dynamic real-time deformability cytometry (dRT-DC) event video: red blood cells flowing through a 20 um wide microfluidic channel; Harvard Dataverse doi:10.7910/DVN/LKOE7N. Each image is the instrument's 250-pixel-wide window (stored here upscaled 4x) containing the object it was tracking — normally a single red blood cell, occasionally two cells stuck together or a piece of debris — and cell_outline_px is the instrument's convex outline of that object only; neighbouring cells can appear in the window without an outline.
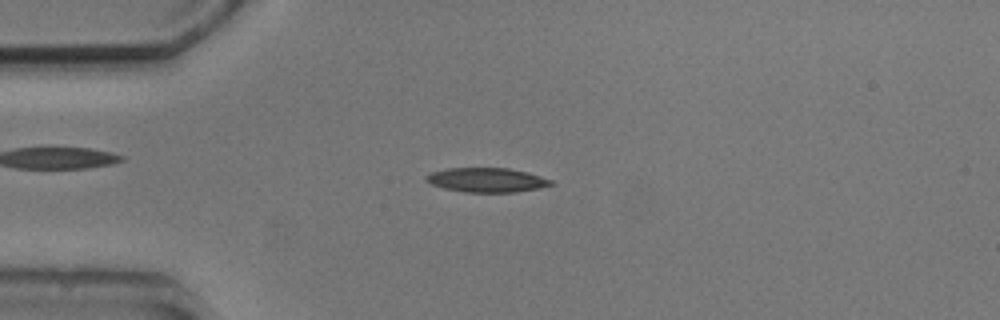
{"species": "common noctule bat (a hibernating species)", "species_latin": "Nyctalus noctula", "temperature_condition": "cold", "stored_images_in_passage": 4, "camera_frame_rate_fps": 3000, "um_per_image_px": 0.085, "animal": {"sex": "male", "body_mass_g": 20.5, "forearm_length_mm": 52.5}, "frame": {"image": 1, "passage_image": 3, "time_ms": 2.333, "image_size_px": [1000, 320], "cell_outline_px": [[556, 184], [540, 188], [516, 192], [464, 192], [444, 188], [432, 184], [424, 180], [424, 176], [432, 172], [448, 168], [508, 168], [528, 172], [552, 180]], "centroid_in_image_um": [41.39, 15.3], "position_along_channel_um": 43.6, "area_um2": 17.8}}
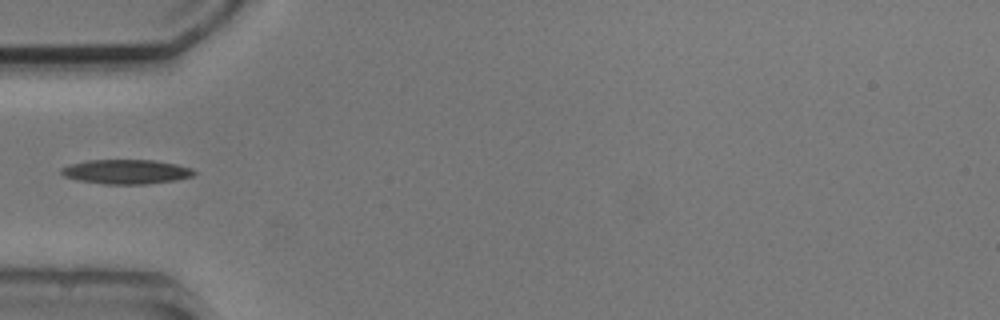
{"frame": {"image": 2, "passage_image": 4, "time_ms": 3.667, "image_size_px": [1000, 320], "cell_outline_px": [[196, 172], [192, 176], [176, 180], [144, 184], [104, 184], [80, 180], [64, 176], [60, 172], [60, 168], [68, 164], [88, 160], [152, 160], [176, 164], [192, 168]], "centroid_in_image_um": [10.71, 14.59], "position_along_channel_um": 74.3, "area_um2": 18.84}}